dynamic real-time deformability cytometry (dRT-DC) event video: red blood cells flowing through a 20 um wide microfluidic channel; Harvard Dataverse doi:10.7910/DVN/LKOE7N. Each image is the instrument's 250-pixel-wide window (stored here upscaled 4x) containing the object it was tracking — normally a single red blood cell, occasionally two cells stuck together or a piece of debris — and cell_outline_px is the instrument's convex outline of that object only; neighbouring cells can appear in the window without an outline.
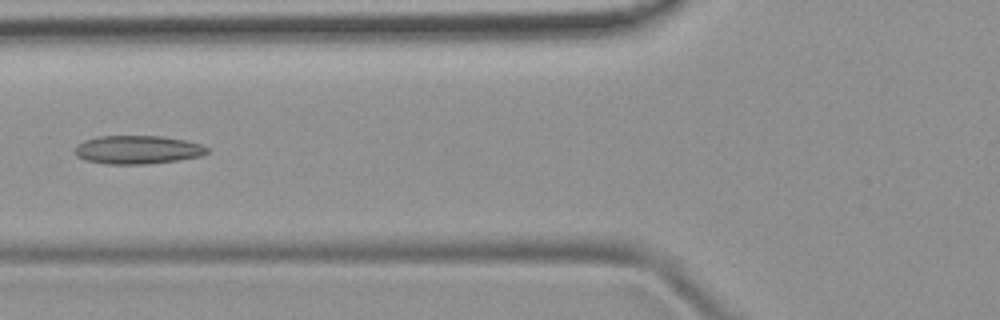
{"species": "common noctule bat (a hibernating species)", "species_latin": "Nyctalus noctula", "temperature_condition": "room temperature", "stored_images_in_passage": 6, "camera_frame_rate_fps": 3000, "um_per_image_px": 0.085, "animal": {"sex": "female", "body_mass_g": 19.9}, "frame": {"image": 1, "passage_image": 5, "time_ms": 5.333, "image_size_px": [1000, 320], "cell_outline_px": [[208, 152], [200, 156], [176, 160], [148, 164], [108, 164], [84, 160], [76, 156], [76, 144], [84, 140], [100, 136], [160, 136], [184, 140], [204, 144], [208, 148]], "centroid_in_image_um": [11.69, 12.72], "position_along_channel_um": 114.1, "area_um2": 21.91}}
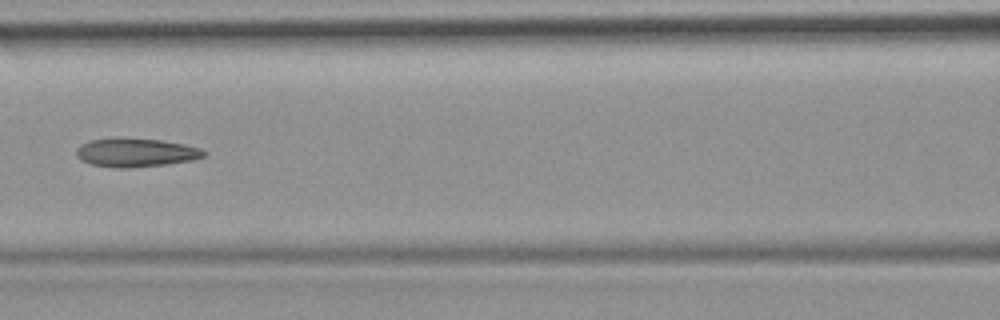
{"frame": {"image": 2, "passage_image": 6, "time_ms": 6.333, "image_size_px": [1000, 320], "cell_outline_px": [[208, 152], [204, 156], [192, 160], [168, 164], [128, 168], [116, 168], [92, 164], [80, 160], [76, 156], [76, 148], [80, 144], [92, 140], [120, 136], [160, 140], [184, 144], [200, 148]], "centroid_in_image_um": [11.52, 12.95], "position_along_channel_um": 155.1, "area_um2": 21.68}}